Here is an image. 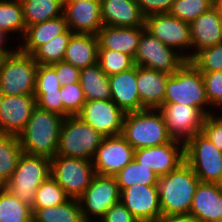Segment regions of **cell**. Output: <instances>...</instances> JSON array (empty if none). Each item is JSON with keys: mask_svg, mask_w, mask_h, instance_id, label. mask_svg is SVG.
Masks as SVG:
<instances>
[{"mask_svg": "<svg viewBox=\"0 0 222 222\" xmlns=\"http://www.w3.org/2000/svg\"><path fill=\"white\" fill-rule=\"evenodd\" d=\"M199 182V178L186 162L159 177L157 187L162 216L190 214Z\"/></svg>", "mask_w": 222, "mask_h": 222, "instance_id": "6da1fadb", "label": "cell"}, {"mask_svg": "<svg viewBox=\"0 0 222 222\" xmlns=\"http://www.w3.org/2000/svg\"><path fill=\"white\" fill-rule=\"evenodd\" d=\"M63 120L60 115L36 106L25 128L18 135L23 153L50 159L55 157Z\"/></svg>", "mask_w": 222, "mask_h": 222, "instance_id": "7a4b0ae2", "label": "cell"}, {"mask_svg": "<svg viewBox=\"0 0 222 222\" xmlns=\"http://www.w3.org/2000/svg\"><path fill=\"white\" fill-rule=\"evenodd\" d=\"M163 103L187 104L207 115L215 114L209 109L211 105L206 96L202 73L190 61H186L167 79Z\"/></svg>", "mask_w": 222, "mask_h": 222, "instance_id": "3957f363", "label": "cell"}, {"mask_svg": "<svg viewBox=\"0 0 222 222\" xmlns=\"http://www.w3.org/2000/svg\"><path fill=\"white\" fill-rule=\"evenodd\" d=\"M121 135L135 150L160 146L172 140L161 112L152 108L126 113Z\"/></svg>", "mask_w": 222, "mask_h": 222, "instance_id": "277c9868", "label": "cell"}, {"mask_svg": "<svg viewBox=\"0 0 222 222\" xmlns=\"http://www.w3.org/2000/svg\"><path fill=\"white\" fill-rule=\"evenodd\" d=\"M38 63L32 55L15 48L0 61V90L2 95H33Z\"/></svg>", "mask_w": 222, "mask_h": 222, "instance_id": "5b68a950", "label": "cell"}, {"mask_svg": "<svg viewBox=\"0 0 222 222\" xmlns=\"http://www.w3.org/2000/svg\"><path fill=\"white\" fill-rule=\"evenodd\" d=\"M51 176V159L22 153L4 188L23 204L33 207L36 189Z\"/></svg>", "mask_w": 222, "mask_h": 222, "instance_id": "8992f818", "label": "cell"}, {"mask_svg": "<svg viewBox=\"0 0 222 222\" xmlns=\"http://www.w3.org/2000/svg\"><path fill=\"white\" fill-rule=\"evenodd\" d=\"M104 136L78 116L64 118L57 147V155L93 160Z\"/></svg>", "mask_w": 222, "mask_h": 222, "instance_id": "52a82bcc", "label": "cell"}, {"mask_svg": "<svg viewBox=\"0 0 222 222\" xmlns=\"http://www.w3.org/2000/svg\"><path fill=\"white\" fill-rule=\"evenodd\" d=\"M184 156L200 182L219 183L222 178V152L202 131L184 143Z\"/></svg>", "mask_w": 222, "mask_h": 222, "instance_id": "ba28073f", "label": "cell"}, {"mask_svg": "<svg viewBox=\"0 0 222 222\" xmlns=\"http://www.w3.org/2000/svg\"><path fill=\"white\" fill-rule=\"evenodd\" d=\"M93 162L56 155L51 159V176L70 198L78 199L95 175Z\"/></svg>", "mask_w": 222, "mask_h": 222, "instance_id": "9c48e42d", "label": "cell"}, {"mask_svg": "<svg viewBox=\"0 0 222 222\" xmlns=\"http://www.w3.org/2000/svg\"><path fill=\"white\" fill-rule=\"evenodd\" d=\"M85 222L100 219L120 201V190L115 176L95 174L91 184L78 198Z\"/></svg>", "mask_w": 222, "mask_h": 222, "instance_id": "30bf717a", "label": "cell"}, {"mask_svg": "<svg viewBox=\"0 0 222 222\" xmlns=\"http://www.w3.org/2000/svg\"><path fill=\"white\" fill-rule=\"evenodd\" d=\"M145 30L168 47L173 48L189 61L192 49L190 25L170 13H155L145 16ZM187 52H186V51Z\"/></svg>", "mask_w": 222, "mask_h": 222, "instance_id": "8fae6325", "label": "cell"}, {"mask_svg": "<svg viewBox=\"0 0 222 222\" xmlns=\"http://www.w3.org/2000/svg\"><path fill=\"white\" fill-rule=\"evenodd\" d=\"M136 66L168 73L172 75L187 60L168 47L146 30L143 31L136 54L133 58Z\"/></svg>", "mask_w": 222, "mask_h": 222, "instance_id": "7c38bea8", "label": "cell"}, {"mask_svg": "<svg viewBox=\"0 0 222 222\" xmlns=\"http://www.w3.org/2000/svg\"><path fill=\"white\" fill-rule=\"evenodd\" d=\"M158 110L163 116L168 134L172 139L184 143L202 131L207 116L197 107L180 103H163Z\"/></svg>", "mask_w": 222, "mask_h": 222, "instance_id": "4fadbf2b", "label": "cell"}, {"mask_svg": "<svg viewBox=\"0 0 222 222\" xmlns=\"http://www.w3.org/2000/svg\"><path fill=\"white\" fill-rule=\"evenodd\" d=\"M77 116L104 137L122 133L125 113L112 100L86 101Z\"/></svg>", "mask_w": 222, "mask_h": 222, "instance_id": "5bb4252c", "label": "cell"}, {"mask_svg": "<svg viewBox=\"0 0 222 222\" xmlns=\"http://www.w3.org/2000/svg\"><path fill=\"white\" fill-rule=\"evenodd\" d=\"M135 149L120 134L104 137L94 157L96 174L115 176L134 159Z\"/></svg>", "mask_w": 222, "mask_h": 222, "instance_id": "9a60e30c", "label": "cell"}, {"mask_svg": "<svg viewBox=\"0 0 222 222\" xmlns=\"http://www.w3.org/2000/svg\"><path fill=\"white\" fill-rule=\"evenodd\" d=\"M134 160L158 177L164 176L185 162L184 142L172 139L160 146L136 149Z\"/></svg>", "mask_w": 222, "mask_h": 222, "instance_id": "2e32d148", "label": "cell"}, {"mask_svg": "<svg viewBox=\"0 0 222 222\" xmlns=\"http://www.w3.org/2000/svg\"><path fill=\"white\" fill-rule=\"evenodd\" d=\"M120 201L139 222H157L162 216L157 186L125 188L120 191Z\"/></svg>", "mask_w": 222, "mask_h": 222, "instance_id": "e0dca14e", "label": "cell"}, {"mask_svg": "<svg viewBox=\"0 0 222 222\" xmlns=\"http://www.w3.org/2000/svg\"><path fill=\"white\" fill-rule=\"evenodd\" d=\"M37 106L34 95H2L0 101V133L18 136Z\"/></svg>", "mask_w": 222, "mask_h": 222, "instance_id": "ac0fdd59", "label": "cell"}, {"mask_svg": "<svg viewBox=\"0 0 222 222\" xmlns=\"http://www.w3.org/2000/svg\"><path fill=\"white\" fill-rule=\"evenodd\" d=\"M63 15L73 33L94 34L104 26L101 19L100 0L64 2Z\"/></svg>", "mask_w": 222, "mask_h": 222, "instance_id": "d6986e66", "label": "cell"}, {"mask_svg": "<svg viewBox=\"0 0 222 222\" xmlns=\"http://www.w3.org/2000/svg\"><path fill=\"white\" fill-rule=\"evenodd\" d=\"M111 100L126 114L146 109L137 89V66L108 76Z\"/></svg>", "mask_w": 222, "mask_h": 222, "instance_id": "ffe728a7", "label": "cell"}, {"mask_svg": "<svg viewBox=\"0 0 222 222\" xmlns=\"http://www.w3.org/2000/svg\"><path fill=\"white\" fill-rule=\"evenodd\" d=\"M189 25L192 41L189 60L200 50L222 42L221 17L214 7L199 15Z\"/></svg>", "mask_w": 222, "mask_h": 222, "instance_id": "44dd1931", "label": "cell"}, {"mask_svg": "<svg viewBox=\"0 0 222 222\" xmlns=\"http://www.w3.org/2000/svg\"><path fill=\"white\" fill-rule=\"evenodd\" d=\"M190 215L199 222L222 221V189L218 183L199 182Z\"/></svg>", "mask_w": 222, "mask_h": 222, "instance_id": "7402d4cb", "label": "cell"}, {"mask_svg": "<svg viewBox=\"0 0 222 222\" xmlns=\"http://www.w3.org/2000/svg\"><path fill=\"white\" fill-rule=\"evenodd\" d=\"M100 10L104 26H144L145 16L136 0H100Z\"/></svg>", "mask_w": 222, "mask_h": 222, "instance_id": "603a6c76", "label": "cell"}, {"mask_svg": "<svg viewBox=\"0 0 222 222\" xmlns=\"http://www.w3.org/2000/svg\"><path fill=\"white\" fill-rule=\"evenodd\" d=\"M145 30L141 27H111L103 26L97 34L98 49H110L127 54L134 58L139 39Z\"/></svg>", "mask_w": 222, "mask_h": 222, "instance_id": "cb8c5ba5", "label": "cell"}, {"mask_svg": "<svg viewBox=\"0 0 222 222\" xmlns=\"http://www.w3.org/2000/svg\"><path fill=\"white\" fill-rule=\"evenodd\" d=\"M170 74L137 66V89L145 108L158 109L164 102Z\"/></svg>", "mask_w": 222, "mask_h": 222, "instance_id": "d4e9b609", "label": "cell"}, {"mask_svg": "<svg viewBox=\"0 0 222 222\" xmlns=\"http://www.w3.org/2000/svg\"><path fill=\"white\" fill-rule=\"evenodd\" d=\"M64 15L26 27V32L17 47L32 55L40 46L68 30ZM23 42V43H22Z\"/></svg>", "mask_w": 222, "mask_h": 222, "instance_id": "484cf974", "label": "cell"}, {"mask_svg": "<svg viewBox=\"0 0 222 222\" xmlns=\"http://www.w3.org/2000/svg\"><path fill=\"white\" fill-rule=\"evenodd\" d=\"M98 38L94 34L74 33L63 61L82 69L98 63Z\"/></svg>", "mask_w": 222, "mask_h": 222, "instance_id": "4316f807", "label": "cell"}, {"mask_svg": "<svg viewBox=\"0 0 222 222\" xmlns=\"http://www.w3.org/2000/svg\"><path fill=\"white\" fill-rule=\"evenodd\" d=\"M79 82L86 101L111 100L108 76L98 63L80 69Z\"/></svg>", "mask_w": 222, "mask_h": 222, "instance_id": "83f0119b", "label": "cell"}, {"mask_svg": "<svg viewBox=\"0 0 222 222\" xmlns=\"http://www.w3.org/2000/svg\"><path fill=\"white\" fill-rule=\"evenodd\" d=\"M27 26L63 16L64 0H19Z\"/></svg>", "mask_w": 222, "mask_h": 222, "instance_id": "f1b7e54d", "label": "cell"}, {"mask_svg": "<svg viewBox=\"0 0 222 222\" xmlns=\"http://www.w3.org/2000/svg\"><path fill=\"white\" fill-rule=\"evenodd\" d=\"M33 222H85L79 200L69 198L63 204L37 209L33 213Z\"/></svg>", "mask_w": 222, "mask_h": 222, "instance_id": "f546056e", "label": "cell"}, {"mask_svg": "<svg viewBox=\"0 0 222 222\" xmlns=\"http://www.w3.org/2000/svg\"><path fill=\"white\" fill-rule=\"evenodd\" d=\"M22 153L18 136L0 133V181L4 185L11 179Z\"/></svg>", "mask_w": 222, "mask_h": 222, "instance_id": "4dcf8cb0", "label": "cell"}, {"mask_svg": "<svg viewBox=\"0 0 222 222\" xmlns=\"http://www.w3.org/2000/svg\"><path fill=\"white\" fill-rule=\"evenodd\" d=\"M0 31L9 37L19 33L18 36L21 35L22 40L26 32V23L19 0H0Z\"/></svg>", "mask_w": 222, "mask_h": 222, "instance_id": "1f68e13d", "label": "cell"}, {"mask_svg": "<svg viewBox=\"0 0 222 222\" xmlns=\"http://www.w3.org/2000/svg\"><path fill=\"white\" fill-rule=\"evenodd\" d=\"M115 178L120 191L133 185L157 186L159 179L151 169L140 165L134 159L119 171Z\"/></svg>", "mask_w": 222, "mask_h": 222, "instance_id": "d6a6232c", "label": "cell"}, {"mask_svg": "<svg viewBox=\"0 0 222 222\" xmlns=\"http://www.w3.org/2000/svg\"><path fill=\"white\" fill-rule=\"evenodd\" d=\"M0 222H33L32 208L0 188Z\"/></svg>", "mask_w": 222, "mask_h": 222, "instance_id": "836d02e7", "label": "cell"}, {"mask_svg": "<svg viewBox=\"0 0 222 222\" xmlns=\"http://www.w3.org/2000/svg\"><path fill=\"white\" fill-rule=\"evenodd\" d=\"M74 33L68 29L65 33L55 36L52 40L40 46L33 54L38 64L51 65L63 61L69 40Z\"/></svg>", "mask_w": 222, "mask_h": 222, "instance_id": "e575fe53", "label": "cell"}, {"mask_svg": "<svg viewBox=\"0 0 222 222\" xmlns=\"http://www.w3.org/2000/svg\"><path fill=\"white\" fill-rule=\"evenodd\" d=\"M35 194V200L32 207L33 213L37 209L63 204L70 198L52 176H49L43 183H41L36 189Z\"/></svg>", "mask_w": 222, "mask_h": 222, "instance_id": "d590c367", "label": "cell"}, {"mask_svg": "<svg viewBox=\"0 0 222 222\" xmlns=\"http://www.w3.org/2000/svg\"><path fill=\"white\" fill-rule=\"evenodd\" d=\"M98 64L107 76L127 71L135 66L131 56L110 49H98Z\"/></svg>", "mask_w": 222, "mask_h": 222, "instance_id": "8d00e7d4", "label": "cell"}, {"mask_svg": "<svg viewBox=\"0 0 222 222\" xmlns=\"http://www.w3.org/2000/svg\"><path fill=\"white\" fill-rule=\"evenodd\" d=\"M213 7V0H175L169 13L190 23Z\"/></svg>", "mask_w": 222, "mask_h": 222, "instance_id": "74e56055", "label": "cell"}, {"mask_svg": "<svg viewBox=\"0 0 222 222\" xmlns=\"http://www.w3.org/2000/svg\"><path fill=\"white\" fill-rule=\"evenodd\" d=\"M189 61L201 73L222 71V42L200 50Z\"/></svg>", "mask_w": 222, "mask_h": 222, "instance_id": "f35d334b", "label": "cell"}, {"mask_svg": "<svg viewBox=\"0 0 222 222\" xmlns=\"http://www.w3.org/2000/svg\"><path fill=\"white\" fill-rule=\"evenodd\" d=\"M63 118L77 116L86 102L80 82L61 86Z\"/></svg>", "mask_w": 222, "mask_h": 222, "instance_id": "ab89813d", "label": "cell"}, {"mask_svg": "<svg viewBox=\"0 0 222 222\" xmlns=\"http://www.w3.org/2000/svg\"><path fill=\"white\" fill-rule=\"evenodd\" d=\"M202 77L210 109L218 107L217 111L221 109L222 112V71L202 73Z\"/></svg>", "mask_w": 222, "mask_h": 222, "instance_id": "60d3db41", "label": "cell"}, {"mask_svg": "<svg viewBox=\"0 0 222 222\" xmlns=\"http://www.w3.org/2000/svg\"><path fill=\"white\" fill-rule=\"evenodd\" d=\"M61 89L55 70L50 65L38 64L34 92H52Z\"/></svg>", "mask_w": 222, "mask_h": 222, "instance_id": "b9f144b4", "label": "cell"}, {"mask_svg": "<svg viewBox=\"0 0 222 222\" xmlns=\"http://www.w3.org/2000/svg\"><path fill=\"white\" fill-rule=\"evenodd\" d=\"M33 95L38 107L63 117L61 89H57V91L52 92H34Z\"/></svg>", "mask_w": 222, "mask_h": 222, "instance_id": "7bdbcfd3", "label": "cell"}, {"mask_svg": "<svg viewBox=\"0 0 222 222\" xmlns=\"http://www.w3.org/2000/svg\"><path fill=\"white\" fill-rule=\"evenodd\" d=\"M218 115V116H217ZM206 116L202 132L222 152V114Z\"/></svg>", "mask_w": 222, "mask_h": 222, "instance_id": "ee69618b", "label": "cell"}, {"mask_svg": "<svg viewBox=\"0 0 222 222\" xmlns=\"http://www.w3.org/2000/svg\"><path fill=\"white\" fill-rule=\"evenodd\" d=\"M50 66L55 70L57 79L61 86L79 82V68H76L75 66L64 61L53 63Z\"/></svg>", "mask_w": 222, "mask_h": 222, "instance_id": "f6af8a7d", "label": "cell"}, {"mask_svg": "<svg viewBox=\"0 0 222 222\" xmlns=\"http://www.w3.org/2000/svg\"><path fill=\"white\" fill-rule=\"evenodd\" d=\"M99 222H139L131 212L119 201L112 206Z\"/></svg>", "mask_w": 222, "mask_h": 222, "instance_id": "bcb514c9", "label": "cell"}, {"mask_svg": "<svg viewBox=\"0 0 222 222\" xmlns=\"http://www.w3.org/2000/svg\"><path fill=\"white\" fill-rule=\"evenodd\" d=\"M144 16L169 13L175 0H136Z\"/></svg>", "mask_w": 222, "mask_h": 222, "instance_id": "7dc6e473", "label": "cell"}, {"mask_svg": "<svg viewBox=\"0 0 222 222\" xmlns=\"http://www.w3.org/2000/svg\"><path fill=\"white\" fill-rule=\"evenodd\" d=\"M157 222H199L190 214L161 216Z\"/></svg>", "mask_w": 222, "mask_h": 222, "instance_id": "c3c4849f", "label": "cell"}, {"mask_svg": "<svg viewBox=\"0 0 222 222\" xmlns=\"http://www.w3.org/2000/svg\"><path fill=\"white\" fill-rule=\"evenodd\" d=\"M7 40L10 41L9 36H7L4 32L0 31V52L3 55H5L6 53H9V52H12L15 49L14 47L12 48V47L6 46V44L8 43Z\"/></svg>", "mask_w": 222, "mask_h": 222, "instance_id": "681fc988", "label": "cell"}, {"mask_svg": "<svg viewBox=\"0 0 222 222\" xmlns=\"http://www.w3.org/2000/svg\"><path fill=\"white\" fill-rule=\"evenodd\" d=\"M213 7L217 10L218 15L222 19V0H213Z\"/></svg>", "mask_w": 222, "mask_h": 222, "instance_id": "f907efd6", "label": "cell"}, {"mask_svg": "<svg viewBox=\"0 0 222 222\" xmlns=\"http://www.w3.org/2000/svg\"><path fill=\"white\" fill-rule=\"evenodd\" d=\"M80 1H86V0H64V2H80Z\"/></svg>", "mask_w": 222, "mask_h": 222, "instance_id": "816d5d0a", "label": "cell"}, {"mask_svg": "<svg viewBox=\"0 0 222 222\" xmlns=\"http://www.w3.org/2000/svg\"><path fill=\"white\" fill-rule=\"evenodd\" d=\"M218 185H219L220 188L222 189V178H221V180L219 181Z\"/></svg>", "mask_w": 222, "mask_h": 222, "instance_id": "f5cc1de1", "label": "cell"}, {"mask_svg": "<svg viewBox=\"0 0 222 222\" xmlns=\"http://www.w3.org/2000/svg\"><path fill=\"white\" fill-rule=\"evenodd\" d=\"M4 184L0 181V188H3Z\"/></svg>", "mask_w": 222, "mask_h": 222, "instance_id": "db71d44e", "label": "cell"}, {"mask_svg": "<svg viewBox=\"0 0 222 222\" xmlns=\"http://www.w3.org/2000/svg\"><path fill=\"white\" fill-rule=\"evenodd\" d=\"M1 98H2V92H1V90H0V101H1Z\"/></svg>", "mask_w": 222, "mask_h": 222, "instance_id": "11a10c76", "label": "cell"}, {"mask_svg": "<svg viewBox=\"0 0 222 222\" xmlns=\"http://www.w3.org/2000/svg\"><path fill=\"white\" fill-rule=\"evenodd\" d=\"M2 56H3V54L0 52V61H1Z\"/></svg>", "mask_w": 222, "mask_h": 222, "instance_id": "9f6ffc18", "label": "cell"}]
</instances>
